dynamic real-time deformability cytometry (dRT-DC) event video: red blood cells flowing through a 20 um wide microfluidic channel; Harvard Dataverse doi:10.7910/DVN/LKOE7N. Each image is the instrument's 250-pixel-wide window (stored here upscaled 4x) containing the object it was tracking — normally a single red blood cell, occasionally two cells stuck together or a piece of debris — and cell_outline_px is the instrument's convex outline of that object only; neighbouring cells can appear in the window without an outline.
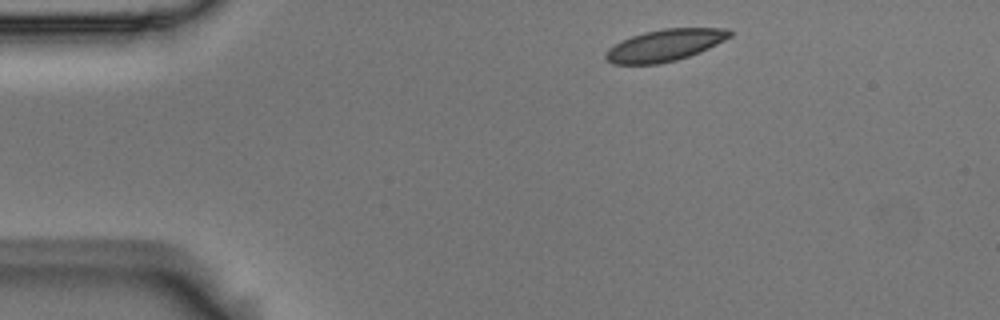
{"species": "Egyptian fruit bat (a non-hibernating species)", "species_latin": "Rousettus aegyptiacus", "temperature_condition": "room temperature", "stored_images_in_passage": 3, "camera_frame_rate_fps": 3000, "um_per_image_px": 0.085, "animal": {"sex": "male"}, "frame": {"image": 1, "passage_image": 1, "time_ms": 0.0, "image_size_px": [1000, 320], "cell_outline_px": [[732, 36], [700, 52], [676, 60], [656, 64], [612, 64], [604, 56], [604, 52], [608, 48], [620, 40], [644, 32], [664, 28], [728, 28], [732, 32]], "centroid_in_image_um": [56.49, 3.84], "position_along_channel_um": 28.5, "area_um2": 23.0}}
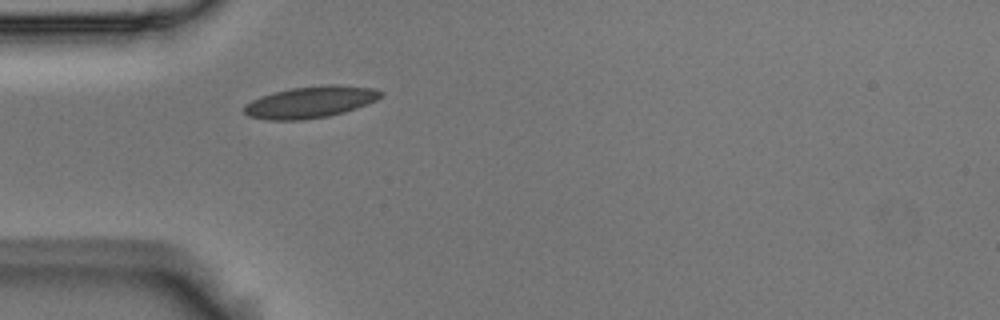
{"frame": {"image": 2, "passage_image": 3, "time_ms": 0.667, "image_size_px": [1000, 320], "cell_outline_px": [[384, 96], [376, 100], [356, 108], [344, 112], [328, 116], [300, 120], [268, 120], [248, 116], [244, 112], [244, 104], [260, 96], [272, 92], [292, 88], [324, 84], [336, 84], [372, 88], [384, 92]], "centroid_in_image_um": [26.38, 8.67], "position_along_channel_um": 58.6, "area_um2": 25.32}}